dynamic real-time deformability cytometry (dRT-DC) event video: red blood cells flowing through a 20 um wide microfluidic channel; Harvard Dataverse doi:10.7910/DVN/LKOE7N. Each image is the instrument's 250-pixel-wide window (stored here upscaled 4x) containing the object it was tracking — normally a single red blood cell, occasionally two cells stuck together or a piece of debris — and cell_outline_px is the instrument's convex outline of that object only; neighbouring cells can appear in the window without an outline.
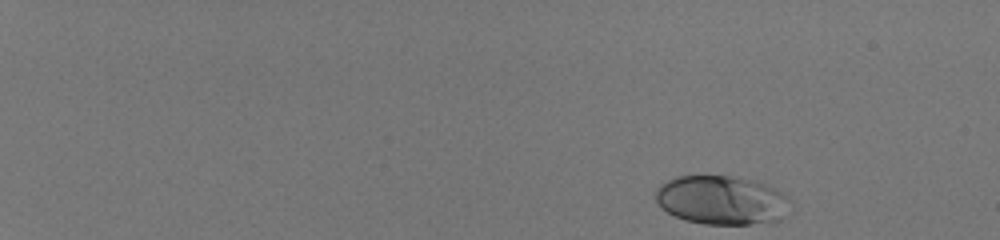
{"species": "human", "species_latin": "Homo sapiens", "temperature_condition": "room temperature", "stored_images_in_passage": 48, "camera_frame_rate_fps": 3000, "um_per_image_px": 0.085, "donor": {"sex": "male"}, "frame": {"image": 1, "passage_image": 1, "time_ms": 0.0, "image_size_px": [1000, 240], "cell_outline_px": [[792, 212], [780, 220], [748, 224], [704, 224], [684, 220], [668, 212], [656, 200], [656, 188], [660, 184], [676, 176], [728, 176], [752, 180], [776, 188], [792, 200]], "centroid_in_image_um": [61.41, 17.02], "position_along_channel_um": 23.6, "area_um2": 38.67}}
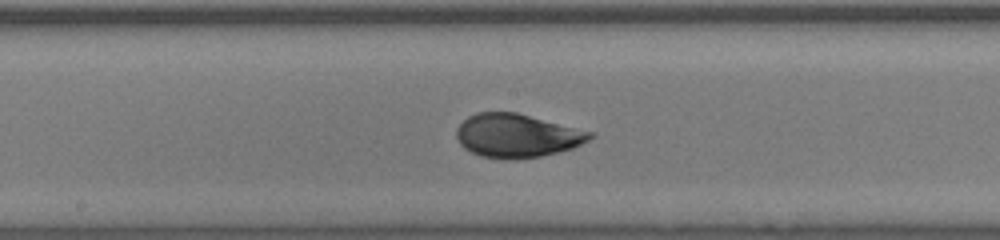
{"frame": {"image": 2, "passage_image": 28, "time_ms": 9.0, "image_size_px": [1000, 240], "cell_outline_px": [[596, 136], [572, 148], [540, 156], [504, 160], [480, 156], [464, 148], [460, 144], [456, 136], [456, 128], [468, 116], [476, 112], [516, 112], [596, 132]], "centroid_in_image_um": [43.95, 11.52], "position_along_channel_um": 204.3, "area_um2": 34.04}}
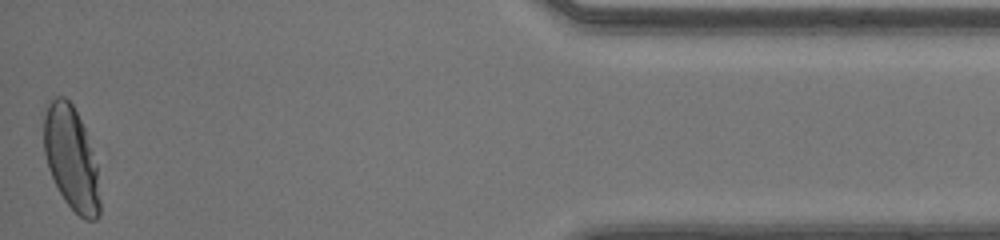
{"frame": {"image": 3, "passage_image": 48, "time_ms": 15.667, "image_size_px": [1000, 240], "cell_outline_px": [[100, 216], [96, 220], [84, 220], [64, 200], [48, 168], [44, 152], [40, 112], [48, 100], [56, 96], [64, 96], [72, 104], [84, 128], [96, 164], [100, 200]], "centroid_in_image_um": [5.99, 13.39], "position_along_channel_um": 429.2, "area_um2": 34.33}, "authors_computed_cell_mechanics": {"area_um2": 34.102, "velocity_mm_per_s": 4.133, "shape_relaxation_time_tau1_ms": 4.9425, "shape_relaxation_time_tau2_ms": null, "deformation_change_tau1": 0.1864, "deformation_change_tau2": null}}